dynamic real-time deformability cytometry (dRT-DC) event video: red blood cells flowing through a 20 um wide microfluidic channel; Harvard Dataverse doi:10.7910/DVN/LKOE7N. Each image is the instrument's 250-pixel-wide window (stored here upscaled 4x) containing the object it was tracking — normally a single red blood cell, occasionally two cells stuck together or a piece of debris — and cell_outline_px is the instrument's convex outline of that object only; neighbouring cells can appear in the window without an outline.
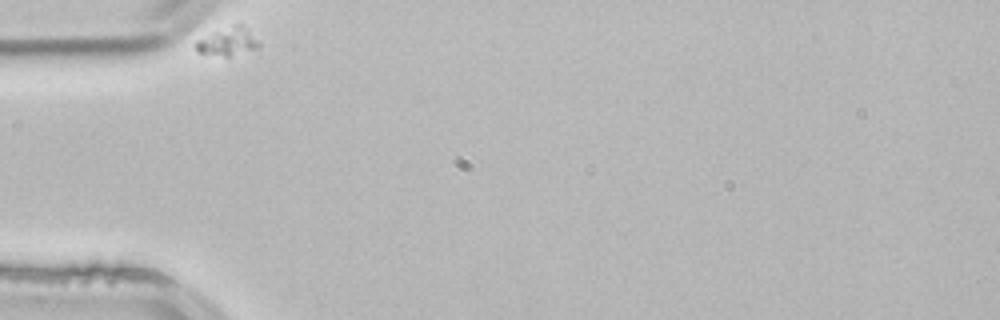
{"species": "common noctule bat (a hibernating species)", "species_latin": "Nyctalus noctula", "temperature_condition": "room temperature", "stored_images_in_passage": 38, "camera_frame_rate_fps": 3000, "um_per_image_px": 0.085, "animal": {"sex": "male", "body_mass_g": 21.5, "forearm_length_mm": 52.0}, "frame": {"image": 1, "passage_image": 1, "time_ms": 0.0, "image_size_px": [1000, 320], "cell_outline_px": [[260, 48], [228, 56], [224, 56], [196, 52], [192, 44], [196, 40], [212, 32], [232, 24], [244, 24], [248, 28], [260, 44]], "centroid_in_image_um": [19.33, 3.51], "position_along_channel_um": 65.7, "area_um2": 10.58}}